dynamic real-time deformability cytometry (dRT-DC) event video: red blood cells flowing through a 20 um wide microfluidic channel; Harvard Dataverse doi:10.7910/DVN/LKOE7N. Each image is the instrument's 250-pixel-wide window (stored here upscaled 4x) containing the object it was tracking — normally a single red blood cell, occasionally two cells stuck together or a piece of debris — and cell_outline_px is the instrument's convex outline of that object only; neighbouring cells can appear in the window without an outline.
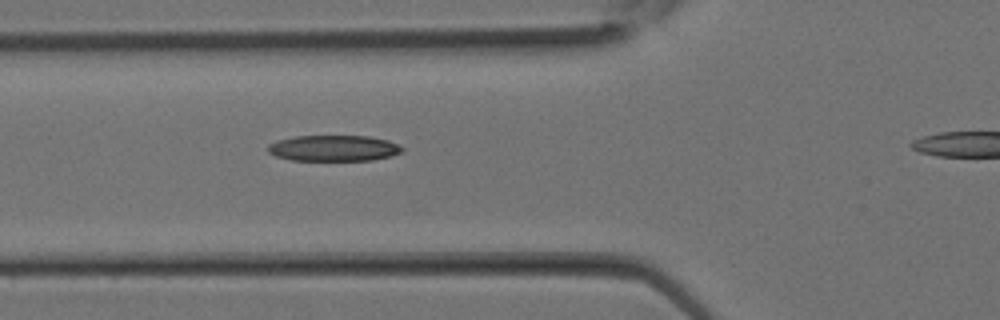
{"species": "Egyptian fruit bat (a non-hibernating species)", "species_latin": "Rousettus aegyptiacus", "temperature_condition": "room temperature", "stored_images_in_passage": 5, "segment_of_instrument_passage": [1, 2], "camera_frame_rate_fps": 3000, "um_per_image_px": 0.085, "animal": {"sex": "female"}, "frame": {"image": 1, "passage_image": 4, "time_ms": 1.0, "image_size_px": [1000, 320], "cell_outline_px": [[404, 148], [400, 152], [392, 156], [372, 160], [292, 160], [276, 156], [268, 152], [268, 144], [276, 140], [296, 136], [368, 136], [388, 140]], "centroid_in_image_um": [28.34, 12.59], "position_along_channel_um": 97.5, "area_um2": 20.23}}